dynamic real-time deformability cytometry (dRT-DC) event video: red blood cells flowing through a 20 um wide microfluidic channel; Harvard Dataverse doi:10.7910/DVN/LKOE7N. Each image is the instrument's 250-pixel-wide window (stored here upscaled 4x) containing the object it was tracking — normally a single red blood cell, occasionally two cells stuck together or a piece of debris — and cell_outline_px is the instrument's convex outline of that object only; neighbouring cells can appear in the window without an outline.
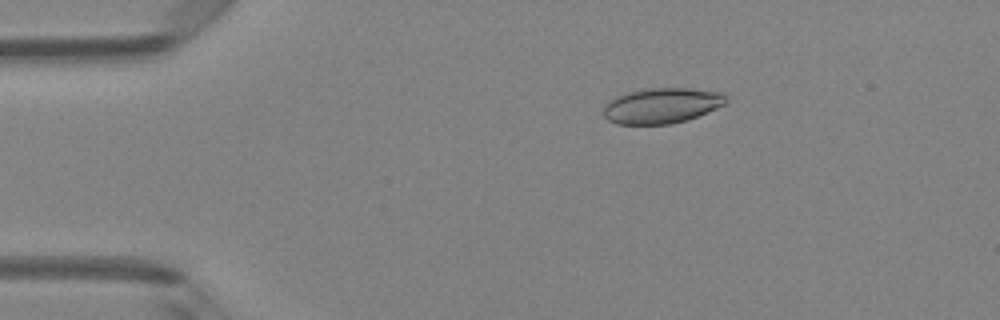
{"species": "Egyptian fruit bat (a non-hibernating species)", "species_latin": "Rousettus aegyptiacus", "temperature_condition": "room temperature", "stored_images_in_passage": 5, "camera_frame_rate_fps": 3000, "um_per_image_px": 0.085, "animal": {"sex": "female"}, "frame": {"image": 1, "passage_image": 3, "time_ms": 0.667, "image_size_px": [1000, 320], "cell_outline_px": [[728, 104], [688, 120], [672, 124], [616, 124], [608, 120], [604, 116], [604, 104], [616, 96], [624, 92], [648, 88], [688, 88], [728, 92]], "centroid_in_image_um": [56.32, 8.96], "position_along_channel_um": 28.7, "area_um2": 25.95}}
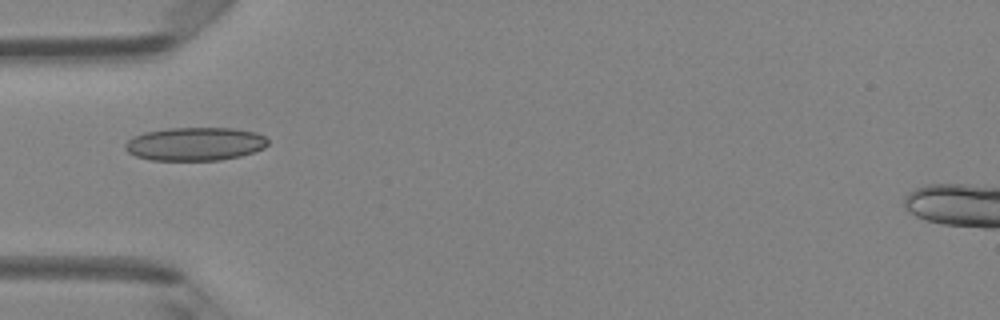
{"frame": {"image": 2, "passage_image": 5, "time_ms": 1.333, "image_size_px": [1000, 320], "cell_outline_px": [[268, 144], [264, 148], [240, 156], [220, 160], [152, 160], [136, 156], [128, 152], [124, 148], [124, 144], [132, 136], [144, 132], [168, 128], [232, 128], [256, 132], [264, 136], [268, 140]], "centroid_in_image_um": [16.56, 12.23], "position_along_channel_um": 68.4, "area_um2": 27.8}}